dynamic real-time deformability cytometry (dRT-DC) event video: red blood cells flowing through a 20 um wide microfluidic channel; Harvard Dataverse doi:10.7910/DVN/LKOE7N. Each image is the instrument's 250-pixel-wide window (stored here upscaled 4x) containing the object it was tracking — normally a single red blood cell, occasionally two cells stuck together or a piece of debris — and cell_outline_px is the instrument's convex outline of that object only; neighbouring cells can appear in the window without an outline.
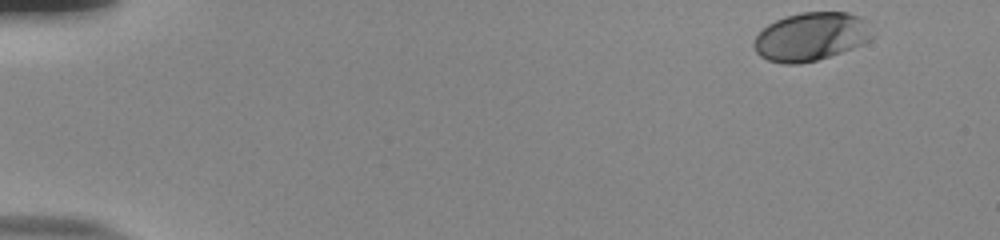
{"species": "human", "species_latin": "Homo sapiens", "temperature_condition": "room temperature", "stored_images_in_passage": 45, "camera_frame_rate_fps": 3000, "um_per_image_px": 0.085, "donor": {"sex": "male"}, "frame": {"image": 1, "passage_image": 1, "time_ms": 0.0, "image_size_px": [1000, 240], "cell_outline_px": [[876, 36], [852, 48], [816, 60], [800, 64], [784, 64], [768, 60], [760, 56], [756, 52], [752, 44], [756, 36], [768, 24], [776, 20], [800, 12], [848, 12], [860, 16], [868, 20]], "centroid_in_image_um": [68.97, 3.1], "position_along_channel_um": 16.0, "area_um2": 33.52}}
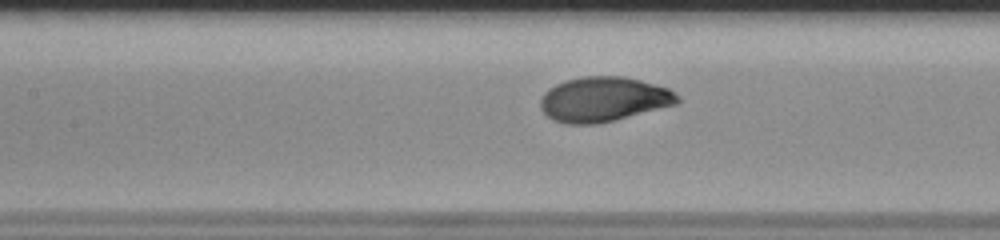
{"frame": {"image": 2, "passage_image": 23, "time_ms": 7.333, "image_size_px": [1000, 240], "cell_outline_px": [[680, 100], [676, 104], [596, 124], [564, 124], [552, 120], [540, 108], [540, 100], [544, 92], [548, 88], [564, 80], [584, 76], [624, 76], [640, 80], [668, 88], [680, 96]], "centroid_in_image_um": [51.26, 8.43], "position_along_channel_um": 156.1, "area_um2": 35.66}}
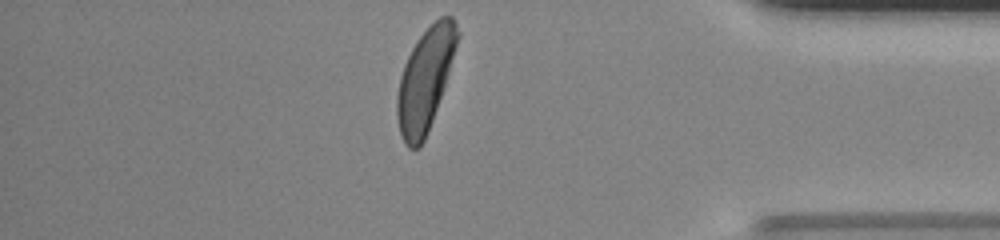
{"frame": {"image": 3, "passage_image": 44, "time_ms": 14.333, "image_size_px": [1000, 240], "cell_outline_px": [[460, 36], [428, 132], [420, 148], [408, 148], [404, 144], [400, 136], [396, 116], [396, 96], [400, 76], [404, 64], [412, 48], [420, 36], [440, 16], [452, 16], [460, 32]], "centroid_in_image_um": [36.11, 6.8], "position_along_channel_um": 399.1, "area_um2": 35.55}, "authors_computed_cell_mechanics": {"area_um2": 34.9112, "velocity_mm_per_s": 3.8237, "shape_relaxation_time_tau1_ms": 1.9096, "shape_relaxation_time_tau2_ms": null, "deformation_change_tau1": 0.1455, "deformation_change_tau2": null}}